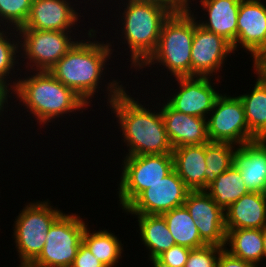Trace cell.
Here are the masks:
<instances>
[{
    "instance_id": "cell-30",
    "label": "cell",
    "mask_w": 266,
    "mask_h": 267,
    "mask_svg": "<svg viewBox=\"0 0 266 267\" xmlns=\"http://www.w3.org/2000/svg\"><path fill=\"white\" fill-rule=\"evenodd\" d=\"M32 2L33 0H0V27L16 30L23 27L28 19Z\"/></svg>"
},
{
    "instance_id": "cell-10",
    "label": "cell",
    "mask_w": 266,
    "mask_h": 267,
    "mask_svg": "<svg viewBox=\"0 0 266 267\" xmlns=\"http://www.w3.org/2000/svg\"><path fill=\"white\" fill-rule=\"evenodd\" d=\"M210 142H229L240 146L257 140L249 131L243 104L238 96L221 93L207 118Z\"/></svg>"
},
{
    "instance_id": "cell-25",
    "label": "cell",
    "mask_w": 266,
    "mask_h": 267,
    "mask_svg": "<svg viewBox=\"0 0 266 267\" xmlns=\"http://www.w3.org/2000/svg\"><path fill=\"white\" fill-rule=\"evenodd\" d=\"M254 83L250 92L238 97L244 107L249 131L257 139H266V85L259 78Z\"/></svg>"
},
{
    "instance_id": "cell-4",
    "label": "cell",
    "mask_w": 266,
    "mask_h": 267,
    "mask_svg": "<svg viewBox=\"0 0 266 267\" xmlns=\"http://www.w3.org/2000/svg\"><path fill=\"white\" fill-rule=\"evenodd\" d=\"M118 4H123L121 9L124 7L122 15L117 19H121L119 23L122 26L119 30L122 34L119 33L122 36L120 41L129 49L126 53L131 52L130 68L134 67L137 72V69L156 50L162 26L172 13L154 3L118 2Z\"/></svg>"
},
{
    "instance_id": "cell-16",
    "label": "cell",
    "mask_w": 266,
    "mask_h": 267,
    "mask_svg": "<svg viewBox=\"0 0 266 267\" xmlns=\"http://www.w3.org/2000/svg\"><path fill=\"white\" fill-rule=\"evenodd\" d=\"M73 3L71 0H33L28 19L21 28L76 31V26L82 22L79 20L82 16L79 9L73 7L77 4Z\"/></svg>"
},
{
    "instance_id": "cell-21",
    "label": "cell",
    "mask_w": 266,
    "mask_h": 267,
    "mask_svg": "<svg viewBox=\"0 0 266 267\" xmlns=\"http://www.w3.org/2000/svg\"><path fill=\"white\" fill-rule=\"evenodd\" d=\"M173 169L191 191L205 190V143L173 148Z\"/></svg>"
},
{
    "instance_id": "cell-8",
    "label": "cell",
    "mask_w": 266,
    "mask_h": 267,
    "mask_svg": "<svg viewBox=\"0 0 266 267\" xmlns=\"http://www.w3.org/2000/svg\"><path fill=\"white\" fill-rule=\"evenodd\" d=\"M20 56L26 61L20 67L30 71H49L77 42L73 31H51L20 28ZM72 35V36H71ZM75 35V36H74ZM75 37V38H74ZM27 65H26V64ZM26 65V66H25Z\"/></svg>"
},
{
    "instance_id": "cell-15",
    "label": "cell",
    "mask_w": 266,
    "mask_h": 267,
    "mask_svg": "<svg viewBox=\"0 0 266 267\" xmlns=\"http://www.w3.org/2000/svg\"><path fill=\"white\" fill-rule=\"evenodd\" d=\"M263 2L264 0H241L237 38L232 45L234 53L239 46L252 58L258 53L266 52V3Z\"/></svg>"
},
{
    "instance_id": "cell-38",
    "label": "cell",
    "mask_w": 266,
    "mask_h": 267,
    "mask_svg": "<svg viewBox=\"0 0 266 267\" xmlns=\"http://www.w3.org/2000/svg\"><path fill=\"white\" fill-rule=\"evenodd\" d=\"M263 246L266 260V226L262 228Z\"/></svg>"
},
{
    "instance_id": "cell-22",
    "label": "cell",
    "mask_w": 266,
    "mask_h": 267,
    "mask_svg": "<svg viewBox=\"0 0 266 267\" xmlns=\"http://www.w3.org/2000/svg\"><path fill=\"white\" fill-rule=\"evenodd\" d=\"M138 220L140 241L149 251L148 260H155L163 252L176 245L163 215H132Z\"/></svg>"
},
{
    "instance_id": "cell-40",
    "label": "cell",
    "mask_w": 266,
    "mask_h": 267,
    "mask_svg": "<svg viewBox=\"0 0 266 267\" xmlns=\"http://www.w3.org/2000/svg\"><path fill=\"white\" fill-rule=\"evenodd\" d=\"M152 267H175V266H168V265H152Z\"/></svg>"
},
{
    "instance_id": "cell-36",
    "label": "cell",
    "mask_w": 266,
    "mask_h": 267,
    "mask_svg": "<svg viewBox=\"0 0 266 267\" xmlns=\"http://www.w3.org/2000/svg\"><path fill=\"white\" fill-rule=\"evenodd\" d=\"M253 72L266 85V52H261L253 58Z\"/></svg>"
},
{
    "instance_id": "cell-34",
    "label": "cell",
    "mask_w": 266,
    "mask_h": 267,
    "mask_svg": "<svg viewBox=\"0 0 266 267\" xmlns=\"http://www.w3.org/2000/svg\"><path fill=\"white\" fill-rule=\"evenodd\" d=\"M123 2V0H120ZM124 2H144L160 5L172 14L181 12L187 8V0H125Z\"/></svg>"
},
{
    "instance_id": "cell-3",
    "label": "cell",
    "mask_w": 266,
    "mask_h": 267,
    "mask_svg": "<svg viewBox=\"0 0 266 267\" xmlns=\"http://www.w3.org/2000/svg\"><path fill=\"white\" fill-rule=\"evenodd\" d=\"M28 72L29 76L25 71L24 78L20 74L12 88V96L19 101V106H24V110L27 109L26 111L33 115L32 118L39 126L49 125L51 121L54 122L67 114L71 116V113H83V110L86 111L89 107L79 95L62 84L49 71Z\"/></svg>"
},
{
    "instance_id": "cell-12",
    "label": "cell",
    "mask_w": 266,
    "mask_h": 267,
    "mask_svg": "<svg viewBox=\"0 0 266 267\" xmlns=\"http://www.w3.org/2000/svg\"><path fill=\"white\" fill-rule=\"evenodd\" d=\"M190 191L173 169L166 177L144 190L123 212L131 215H162L183 206Z\"/></svg>"
},
{
    "instance_id": "cell-2",
    "label": "cell",
    "mask_w": 266,
    "mask_h": 267,
    "mask_svg": "<svg viewBox=\"0 0 266 267\" xmlns=\"http://www.w3.org/2000/svg\"><path fill=\"white\" fill-rule=\"evenodd\" d=\"M97 31L94 27L89 28L86 34L88 39L80 40L78 37L73 47L49 70L57 80L79 95L88 106L92 105L91 99H94L96 92L99 93L102 82H106L104 80L106 65H110L107 62H110L109 59L115 50L112 47L113 42L109 43V40L101 42L96 39Z\"/></svg>"
},
{
    "instance_id": "cell-7",
    "label": "cell",
    "mask_w": 266,
    "mask_h": 267,
    "mask_svg": "<svg viewBox=\"0 0 266 267\" xmlns=\"http://www.w3.org/2000/svg\"><path fill=\"white\" fill-rule=\"evenodd\" d=\"M118 185L119 206L124 211L144 190L173 170L172 153L123 156Z\"/></svg>"
},
{
    "instance_id": "cell-14",
    "label": "cell",
    "mask_w": 266,
    "mask_h": 267,
    "mask_svg": "<svg viewBox=\"0 0 266 267\" xmlns=\"http://www.w3.org/2000/svg\"><path fill=\"white\" fill-rule=\"evenodd\" d=\"M207 245L224 247L226 241L225 210L205 190L190 191L184 202Z\"/></svg>"
},
{
    "instance_id": "cell-35",
    "label": "cell",
    "mask_w": 266,
    "mask_h": 267,
    "mask_svg": "<svg viewBox=\"0 0 266 267\" xmlns=\"http://www.w3.org/2000/svg\"><path fill=\"white\" fill-rule=\"evenodd\" d=\"M217 267H257L255 264L244 261L231 255L227 250L220 252Z\"/></svg>"
},
{
    "instance_id": "cell-27",
    "label": "cell",
    "mask_w": 266,
    "mask_h": 267,
    "mask_svg": "<svg viewBox=\"0 0 266 267\" xmlns=\"http://www.w3.org/2000/svg\"><path fill=\"white\" fill-rule=\"evenodd\" d=\"M205 191L224 210L250 192L245 186L239 169L234 164L220 174Z\"/></svg>"
},
{
    "instance_id": "cell-18",
    "label": "cell",
    "mask_w": 266,
    "mask_h": 267,
    "mask_svg": "<svg viewBox=\"0 0 266 267\" xmlns=\"http://www.w3.org/2000/svg\"><path fill=\"white\" fill-rule=\"evenodd\" d=\"M234 165L250 192L266 194V139L238 146L234 152Z\"/></svg>"
},
{
    "instance_id": "cell-6",
    "label": "cell",
    "mask_w": 266,
    "mask_h": 267,
    "mask_svg": "<svg viewBox=\"0 0 266 267\" xmlns=\"http://www.w3.org/2000/svg\"><path fill=\"white\" fill-rule=\"evenodd\" d=\"M50 202L48 199L28 202L15 217L12 236L19 262H33L39 256L49 228L63 213Z\"/></svg>"
},
{
    "instance_id": "cell-1",
    "label": "cell",
    "mask_w": 266,
    "mask_h": 267,
    "mask_svg": "<svg viewBox=\"0 0 266 267\" xmlns=\"http://www.w3.org/2000/svg\"><path fill=\"white\" fill-rule=\"evenodd\" d=\"M106 82L108 109L117 118V125L121 129L120 136L128 148L126 156L154 155L172 153L173 147L168 139L160 105L152 110L131 97L122 81L111 79ZM129 94V95H128ZM110 104V105H109ZM146 107V108H145ZM157 107V108H156ZM158 110H154V109Z\"/></svg>"
},
{
    "instance_id": "cell-26",
    "label": "cell",
    "mask_w": 266,
    "mask_h": 267,
    "mask_svg": "<svg viewBox=\"0 0 266 267\" xmlns=\"http://www.w3.org/2000/svg\"><path fill=\"white\" fill-rule=\"evenodd\" d=\"M162 215L176 245L189 249H197L207 245L201 239L194 220L184 205L167 211Z\"/></svg>"
},
{
    "instance_id": "cell-11",
    "label": "cell",
    "mask_w": 266,
    "mask_h": 267,
    "mask_svg": "<svg viewBox=\"0 0 266 267\" xmlns=\"http://www.w3.org/2000/svg\"><path fill=\"white\" fill-rule=\"evenodd\" d=\"M196 16L194 15V36L191 48V77L212 76L214 78L215 75V80L221 83L219 79L223 76L218 73L220 74V70L222 71L228 56L230 57L231 53L235 55L232 45L222 36L200 26ZM216 75L218 76L216 77Z\"/></svg>"
},
{
    "instance_id": "cell-13",
    "label": "cell",
    "mask_w": 266,
    "mask_h": 267,
    "mask_svg": "<svg viewBox=\"0 0 266 267\" xmlns=\"http://www.w3.org/2000/svg\"><path fill=\"white\" fill-rule=\"evenodd\" d=\"M211 79L199 76L175 78L178 90L165 100L176 111L207 119L221 95Z\"/></svg>"
},
{
    "instance_id": "cell-39",
    "label": "cell",
    "mask_w": 266,
    "mask_h": 267,
    "mask_svg": "<svg viewBox=\"0 0 266 267\" xmlns=\"http://www.w3.org/2000/svg\"><path fill=\"white\" fill-rule=\"evenodd\" d=\"M16 267H41V266H38L33 262H20L19 266Z\"/></svg>"
},
{
    "instance_id": "cell-31",
    "label": "cell",
    "mask_w": 266,
    "mask_h": 267,
    "mask_svg": "<svg viewBox=\"0 0 266 267\" xmlns=\"http://www.w3.org/2000/svg\"><path fill=\"white\" fill-rule=\"evenodd\" d=\"M224 247L206 245L191 249L185 267H217L220 252Z\"/></svg>"
},
{
    "instance_id": "cell-17",
    "label": "cell",
    "mask_w": 266,
    "mask_h": 267,
    "mask_svg": "<svg viewBox=\"0 0 266 267\" xmlns=\"http://www.w3.org/2000/svg\"><path fill=\"white\" fill-rule=\"evenodd\" d=\"M161 105L166 133L173 148L185 145H200L208 143L207 119L187 115L173 109L166 100Z\"/></svg>"
},
{
    "instance_id": "cell-9",
    "label": "cell",
    "mask_w": 266,
    "mask_h": 267,
    "mask_svg": "<svg viewBox=\"0 0 266 267\" xmlns=\"http://www.w3.org/2000/svg\"><path fill=\"white\" fill-rule=\"evenodd\" d=\"M83 219L77 213L63 212L49 228L43 250L33 263L41 267H71L89 223Z\"/></svg>"
},
{
    "instance_id": "cell-24",
    "label": "cell",
    "mask_w": 266,
    "mask_h": 267,
    "mask_svg": "<svg viewBox=\"0 0 266 267\" xmlns=\"http://www.w3.org/2000/svg\"><path fill=\"white\" fill-rule=\"evenodd\" d=\"M91 231L87 224L82 242L106 267H117L120 264L119 261L122 259L124 251V246L118 236L105 228L103 230L94 231L93 229Z\"/></svg>"
},
{
    "instance_id": "cell-20",
    "label": "cell",
    "mask_w": 266,
    "mask_h": 267,
    "mask_svg": "<svg viewBox=\"0 0 266 267\" xmlns=\"http://www.w3.org/2000/svg\"><path fill=\"white\" fill-rule=\"evenodd\" d=\"M226 229H262L266 226V194L248 192L225 209Z\"/></svg>"
},
{
    "instance_id": "cell-19",
    "label": "cell",
    "mask_w": 266,
    "mask_h": 267,
    "mask_svg": "<svg viewBox=\"0 0 266 267\" xmlns=\"http://www.w3.org/2000/svg\"><path fill=\"white\" fill-rule=\"evenodd\" d=\"M241 0H200L204 16L196 17L204 29L222 36L231 45L237 38V19ZM208 15V16H207ZM208 17V18H207ZM204 20H201L203 19ZM206 18V20H205Z\"/></svg>"
},
{
    "instance_id": "cell-32",
    "label": "cell",
    "mask_w": 266,
    "mask_h": 267,
    "mask_svg": "<svg viewBox=\"0 0 266 267\" xmlns=\"http://www.w3.org/2000/svg\"><path fill=\"white\" fill-rule=\"evenodd\" d=\"M190 250L191 249L184 246L174 245L159 255L155 260H152L151 265L185 267Z\"/></svg>"
},
{
    "instance_id": "cell-37",
    "label": "cell",
    "mask_w": 266,
    "mask_h": 267,
    "mask_svg": "<svg viewBox=\"0 0 266 267\" xmlns=\"http://www.w3.org/2000/svg\"><path fill=\"white\" fill-rule=\"evenodd\" d=\"M12 95H13L12 94V87L9 84H7L6 82H4L3 80L0 79V117H2V118H4V116H3V115H5L4 113L7 112V110H5V109L7 107H9L8 106L9 105L8 104V102H9L8 99L9 98H14V97H12Z\"/></svg>"
},
{
    "instance_id": "cell-33",
    "label": "cell",
    "mask_w": 266,
    "mask_h": 267,
    "mask_svg": "<svg viewBox=\"0 0 266 267\" xmlns=\"http://www.w3.org/2000/svg\"><path fill=\"white\" fill-rule=\"evenodd\" d=\"M71 267H106L98 260L82 242L77 250L76 257Z\"/></svg>"
},
{
    "instance_id": "cell-29",
    "label": "cell",
    "mask_w": 266,
    "mask_h": 267,
    "mask_svg": "<svg viewBox=\"0 0 266 267\" xmlns=\"http://www.w3.org/2000/svg\"><path fill=\"white\" fill-rule=\"evenodd\" d=\"M5 30L4 28L0 29V79L6 82L7 84H9L13 88L18 81L17 76L20 75V74H17L15 77V74L18 71L15 72L14 67L18 65L21 66V63H22L20 62L19 64L18 62L20 60L19 55L21 53L20 52V41H19V34L17 33L18 31L16 29L5 28ZM10 76L16 79L13 81L11 80L12 78Z\"/></svg>"
},
{
    "instance_id": "cell-5",
    "label": "cell",
    "mask_w": 266,
    "mask_h": 267,
    "mask_svg": "<svg viewBox=\"0 0 266 267\" xmlns=\"http://www.w3.org/2000/svg\"><path fill=\"white\" fill-rule=\"evenodd\" d=\"M193 2L196 0H192ZM191 3V4H190ZM193 3L187 0V8L171 14L164 22L156 50L137 69L138 71L154 65L167 69L169 77H191V48L194 36ZM192 9V10H191ZM164 66V67H163ZM163 67V68H162Z\"/></svg>"
},
{
    "instance_id": "cell-23",
    "label": "cell",
    "mask_w": 266,
    "mask_h": 267,
    "mask_svg": "<svg viewBox=\"0 0 266 267\" xmlns=\"http://www.w3.org/2000/svg\"><path fill=\"white\" fill-rule=\"evenodd\" d=\"M224 249L257 267L262 265L260 263L265 260L262 229H226Z\"/></svg>"
},
{
    "instance_id": "cell-28",
    "label": "cell",
    "mask_w": 266,
    "mask_h": 267,
    "mask_svg": "<svg viewBox=\"0 0 266 267\" xmlns=\"http://www.w3.org/2000/svg\"><path fill=\"white\" fill-rule=\"evenodd\" d=\"M238 146L229 142L205 143V190L216 178L234 164V152Z\"/></svg>"
}]
</instances>
